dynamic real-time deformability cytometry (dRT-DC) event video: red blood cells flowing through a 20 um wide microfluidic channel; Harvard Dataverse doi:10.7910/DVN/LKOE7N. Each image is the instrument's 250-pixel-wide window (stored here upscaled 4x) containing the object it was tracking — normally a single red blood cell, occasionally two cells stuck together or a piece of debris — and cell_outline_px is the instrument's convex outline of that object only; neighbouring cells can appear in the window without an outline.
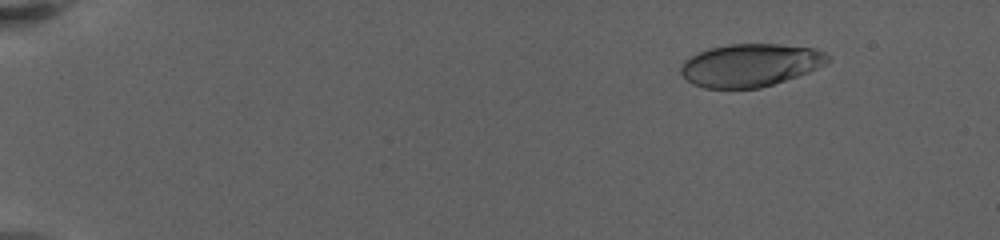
{"species": "human", "species_latin": "Homo sapiens", "temperature_condition": "warm", "stored_images_in_passage": 42, "camera_frame_rate_fps": 3000, "um_per_image_px": 0.085, "donor": {"sex": "female"}, "frame": {"image": 1, "passage_image": 3, "time_ms": 1.0, "image_size_px": [1000, 240], "cell_outline_px": [[832, 60], [808, 72], [760, 88], [704, 88], [692, 84], [680, 72], [680, 68], [684, 60], [700, 52], [712, 48], [728, 44], [780, 44], [812, 48], [824, 52]], "centroid_in_image_um": [63.76, 5.54], "position_along_channel_um": 21.2, "area_um2": 36.3}}
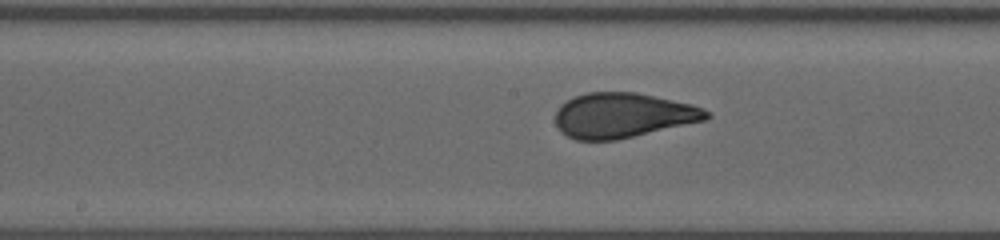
{"frame": {"image": 2, "passage_image": 23, "time_ms": 10.667, "image_size_px": [1000, 240], "cell_outline_px": [[712, 116], [708, 120], [616, 140], [576, 140], [560, 132], [556, 124], [556, 112], [560, 104], [576, 96], [588, 92], [636, 92], [692, 104], [704, 108], [712, 112]], "centroid_in_image_um": [52.99, 9.81], "position_along_channel_um": 195.2, "area_um2": 39.77}}
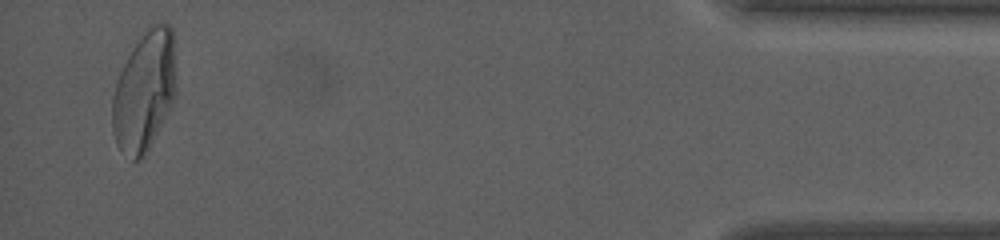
{"frame": {"image": 3, "passage_image": 41, "time_ms": 20.0, "image_size_px": [1000, 240], "cell_outline_px": [[176, 92], [144, 156], [140, 160], [132, 160], [120, 152], [116, 144], [112, 132], [112, 96], [120, 72], [132, 48], [144, 28], [148, 24], [164, 20], [172, 28], [176, 84]], "centroid_in_image_um": [12.25, 7.68], "position_along_channel_um": 423.0, "area_um2": 44.62}, "authors_computed_cell_mechanics": {"area_um2": 39.1306, "velocity_mm_per_s": 3.1598, "shape_relaxation_time_tau1_ms": 6.0305, "shape_relaxation_time_tau2_ms": null, "deformation_change_tau1": 0.2348, "deformation_change_tau2": null}}